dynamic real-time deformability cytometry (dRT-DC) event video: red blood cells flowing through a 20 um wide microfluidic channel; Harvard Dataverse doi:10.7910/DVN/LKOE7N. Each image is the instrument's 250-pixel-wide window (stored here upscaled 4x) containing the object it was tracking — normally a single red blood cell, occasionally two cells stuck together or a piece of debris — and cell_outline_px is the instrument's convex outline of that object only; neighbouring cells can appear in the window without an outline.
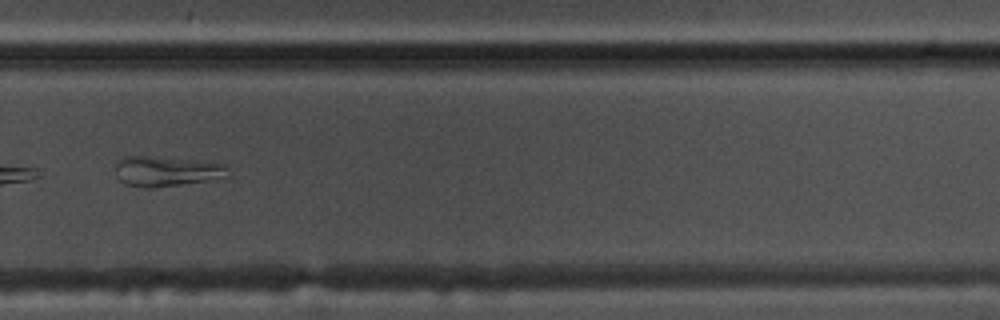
{"species": "common noctule bat (a hibernating species)", "species_latin": "Nyctalus noctula", "temperature_condition": "warm", "stored_images_in_passage": 35, "camera_frame_rate_fps": 3000, "um_per_image_px": 0.085, "animal": {"sex": "male", "body_mass_g": 17.5, "forearm_length_mm": 52.3}, "frame": {"image": 1, "passage_image": 20, "time_ms": 6.333, "image_size_px": [1000, 320], "cell_outline_px": [[228, 176], [208, 180], [152, 188], [140, 188], [128, 184], [120, 180], [116, 168], [116, 160], [124, 156], [148, 156], [200, 160], [224, 164], [228, 168]], "centroid_in_image_um": [14.14, 14.54], "position_along_channel_um": 315.7, "area_um2": 19.71}}
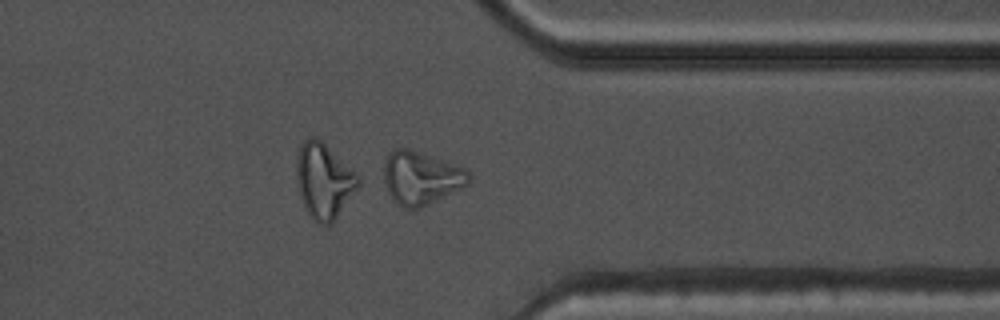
{"frame": {"image": 2, "passage_image": 25, "time_ms": 8.0, "image_size_px": [1000, 320], "cell_outline_px": [[472, 176], [468, 184], [420, 208], [404, 208], [396, 204], [392, 200], [388, 192], [384, 180], [384, 160], [388, 152], [396, 148], [408, 148], [464, 168]], "centroid_in_image_um": [35.74, 15.12], "position_along_channel_um": 375.7, "area_um2": 26.13}}